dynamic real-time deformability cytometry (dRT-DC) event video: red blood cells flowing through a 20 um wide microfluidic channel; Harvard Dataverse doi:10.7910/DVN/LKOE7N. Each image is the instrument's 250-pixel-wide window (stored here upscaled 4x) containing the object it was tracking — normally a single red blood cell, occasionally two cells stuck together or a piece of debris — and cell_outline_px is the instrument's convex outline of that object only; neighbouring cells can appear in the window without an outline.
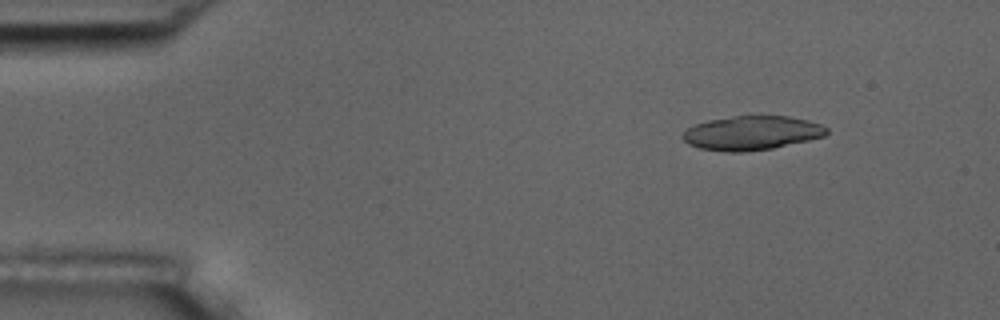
{"species": "common noctule bat (a hibernating species)", "species_latin": "Nyctalus noctula", "temperature_condition": "room temperature", "stored_images_in_passage": 6, "camera_frame_rate_fps": 3000, "um_per_image_px": 0.085, "animal": {"sex": "male", "body_mass_g": 17.5, "forearm_length_mm": 52.3}, "frame": {"image": 1, "passage_image": 2, "time_ms": 1.333, "image_size_px": [1000, 320], "cell_outline_px": [[828, 132], [824, 136], [808, 140], [772, 148], [744, 152], [724, 152], [700, 148], [688, 144], [680, 136], [692, 124], [708, 120], [732, 116], [788, 116], [808, 120], [820, 124], [828, 128]], "centroid_in_image_um": [63.86, 11.3], "position_along_channel_um": 21.1, "area_um2": 28.67}}